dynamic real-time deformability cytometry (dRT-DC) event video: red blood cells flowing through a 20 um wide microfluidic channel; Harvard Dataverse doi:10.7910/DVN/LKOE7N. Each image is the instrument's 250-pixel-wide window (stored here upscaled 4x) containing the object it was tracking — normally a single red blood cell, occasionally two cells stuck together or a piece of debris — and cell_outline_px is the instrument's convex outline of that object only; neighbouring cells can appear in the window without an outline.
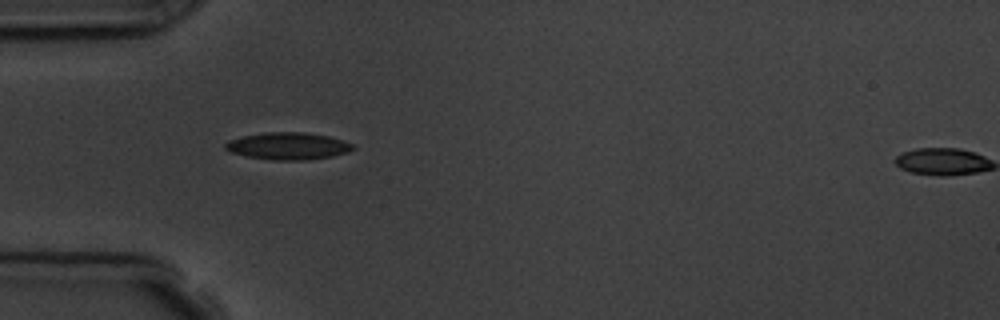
{"species": "common noctule bat (a hibernating species)", "species_latin": "Nyctalus noctula", "temperature_condition": "room temperature", "stored_images_in_passage": 6, "camera_frame_rate_fps": 3000, "um_per_image_px": 0.085, "animal": {"sex": "male", "body_mass_g": 19.5, "forearm_length_mm": 54.6}, "frame": {"image": 1, "passage_image": 5, "time_ms": 4.667, "image_size_px": [1000, 320], "cell_outline_px": [[356, 148], [348, 152], [332, 156], [304, 160], [272, 160], [248, 156], [232, 152], [224, 148], [224, 144], [228, 140], [244, 136], [268, 132], [304, 132], [328, 136], [344, 140], [352, 144]], "centroid_in_image_um": [24.51, 12.41], "position_along_channel_um": 60.5, "area_um2": 20.06}}